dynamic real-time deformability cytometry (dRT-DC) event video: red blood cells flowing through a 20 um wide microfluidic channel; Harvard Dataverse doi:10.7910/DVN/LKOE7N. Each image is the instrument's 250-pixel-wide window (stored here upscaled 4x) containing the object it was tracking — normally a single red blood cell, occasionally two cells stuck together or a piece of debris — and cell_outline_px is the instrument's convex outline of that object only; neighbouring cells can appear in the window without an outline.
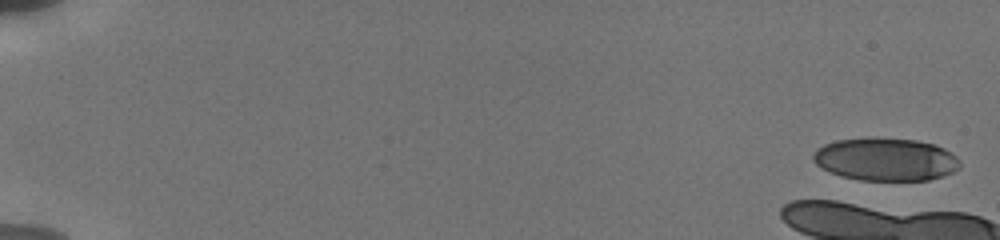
{"species": "human", "species_latin": "Homo sapiens", "temperature_condition": "cold", "stored_images_in_passage": 3, "camera_frame_rate_fps": 3000, "um_per_image_px": 0.085, "donor": {"sex": "male"}, "frame": {"image": 1, "passage_image": 1, "time_ms": 0.0, "image_size_px": [1000, 240], "cell_outline_px": [[960, 168], [952, 172], [928, 180], [860, 180], [840, 176], [828, 172], [816, 164], [812, 160], [812, 156], [816, 148], [824, 144], [836, 140], [872, 136], [916, 140], [936, 144], [944, 148], [956, 156], [960, 160]], "centroid_in_image_um": [75.25, 13.52], "position_along_channel_um": 9.8, "area_um2": 37.22}}